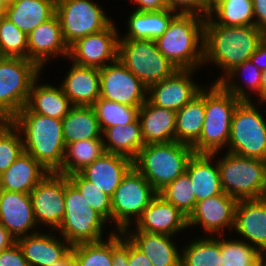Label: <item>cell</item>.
Instances as JSON below:
<instances>
[{
    "label": "cell",
    "mask_w": 266,
    "mask_h": 266,
    "mask_svg": "<svg viewBox=\"0 0 266 266\" xmlns=\"http://www.w3.org/2000/svg\"><path fill=\"white\" fill-rule=\"evenodd\" d=\"M221 79L205 90V119L200 138L192 145L196 154H217L228 145L232 116L241 101H249L244 88ZM234 83V84H233Z\"/></svg>",
    "instance_id": "cell-1"
},
{
    "label": "cell",
    "mask_w": 266,
    "mask_h": 266,
    "mask_svg": "<svg viewBox=\"0 0 266 266\" xmlns=\"http://www.w3.org/2000/svg\"><path fill=\"white\" fill-rule=\"evenodd\" d=\"M265 37L256 26H222L207 16L203 63L213 61L227 75L237 65L250 60Z\"/></svg>",
    "instance_id": "cell-2"
},
{
    "label": "cell",
    "mask_w": 266,
    "mask_h": 266,
    "mask_svg": "<svg viewBox=\"0 0 266 266\" xmlns=\"http://www.w3.org/2000/svg\"><path fill=\"white\" fill-rule=\"evenodd\" d=\"M10 121L23 132L24 152L36 159L48 172L59 173L65 155L62 120L31 112L26 106Z\"/></svg>",
    "instance_id": "cell-3"
},
{
    "label": "cell",
    "mask_w": 266,
    "mask_h": 266,
    "mask_svg": "<svg viewBox=\"0 0 266 266\" xmlns=\"http://www.w3.org/2000/svg\"><path fill=\"white\" fill-rule=\"evenodd\" d=\"M204 25V16L178 13L155 40L158 50L177 69L197 68L204 58Z\"/></svg>",
    "instance_id": "cell-4"
},
{
    "label": "cell",
    "mask_w": 266,
    "mask_h": 266,
    "mask_svg": "<svg viewBox=\"0 0 266 266\" xmlns=\"http://www.w3.org/2000/svg\"><path fill=\"white\" fill-rule=\"evenodd\" d=\"M192 146L171 141L144 145L133 166L159 192L186 171L193 156Z\"/></svg>",
    "instance_id": "cell-5"
},
{
    "label": "cell",
    "mask_w": 266,
    "mask_h": 266,
    "mask_svg": "<svg viewBox=\"0 0 266 266\" xmlns=\"http://www.w3.org/2000/svg\"><path fill=\"white\" fill-rule=\"evenodd\" d=\"M41 68L29 59L0 58V121H8L26 106Z\"/></svg>",
    "instance_id": "cell-6"
},
{
    "label": "cell",
    "mask_w": 266,
    "mask_h": 266,
    "mask_svg": "<svg viewBox=\"0 0 266 266\" xmlns=\"http://www.w3.org/2000/svg\"><path fill=\"white\" fill-rule=\"evenodd\" d=\"M118 60L147 88L171 77L178 70L150 39L119 38Z\"/></svg>",
    "instance_id": "cell-7"
},
{
    "label": "cell",
    "mask_w": 266,
    "mask_h": 266,
    "mask_svg": "<svg viewBox=\"0 0 266 266\" xmlns=\"http://www.w3.org/2000/svg\"><path fill=\"white\" fill-rule=\"evenodd\" d=\"M65 213L57 228L71 245L102 239V226L107 222L92 209L78 188L65 175Z\"/></svg>",
    "instance_id": "cell-8"
},
{
    "label": "cell",
    "mask_w": 266,
    "mask_h": 266,
    "mask_svg": "<svg viewBox=\"0 0 266 266\" xmlns=\"http://www.w3.org/2000/svg\"><path fill=\"white\" fill-rule=\"evenodd\" d=\"M217 164L223 192L237 200L261 197L266 182V160L228 152Z\"/></svg>",
    "instance_id": "cell-9"
},
{
    "label": "cell",
    "mask_w": 266,
    "mask_h": 266,
    "mask_svg": "<svg viewBox=\"0 0 266 266\" xmlns=\"http://www.w3.org/2000/svg\"><path fill=\"white\" fill-rule=\"evenodd\" d=\"M228 146L229 153L266 160V121L251 100L234 110Z\"/></svg>",
    "instance_id": "cell-10"
},
{
    "label": "cell",
    "mask_w": 266,
    "mask_h": 266,
    "mask_svg": "<svg viewBox=\"0 0 266 266\" xmlns=\"http://www.w3.org/2000/svg\"><path fill=\"white\" fill-rule=\"evenodd\" d=\"M158 192L133 166L111 197L112 219L126 235L132 216L137 220Z\"/></svg>",
    "instance_id": "cell-11"
},
{
    "label": "cell",
    "mask_w": 266,
    "mask_h": 266,
    "mask_svg": "<svg viewBox=\"0 0 266 266\" xmlns=\"http://www.w3.org/2000/svg\"><path fill=\"white\" fill-rule=\"evenodd\" d=\"M55 15L59 19L63 39L68 46L112 24L102 7L90 0H56Z\"/></svg>",
    "instance_id": "cell-12"
},
{
    "label": "cell",
    "mask_w": 266,
    "mask_h": 266,
    "mask_svg": "<svg viewBox=\"0 0 266 266\" xmlns=\"http://www.w3.org/2000/svg\"><path fill=\"white\" fill-rule=\"evenodd\" d=\"M99 71L100 98L131 107H141L147 101V86L118 59Z\"/></svg>",
    "instance_id": "cell-13"
},
{
    "label": "cell",
    "mask_w": 266,
    "mask_h": 266,
    "mask_svg": "<svg viewBox=\"0 0 266 266\" xmlns=\"http://www.w3.org/2000/svg\"><path fill=\"white\" fill-rule=\"evenodd\" d=\"M34 219L57 229L65 213V175L50 172L29 193Z\"/></svg>",
    "instance_id": "cell-14"
},
{
    "label": "cell",
    "mask_w": 266,
    "mask_h": 266,
    "mask_svg": "<svg viewBox=\"0 0 266 266\" xmlns=\"http://www.w3.org/2000/svg\"><path fill=\"white\" fill-rule=\"evenodd\" d=\"M114 23L104 30L84 36L69 46L68 58L80 66L103 68L118 59L119 35Z\"/></svg>",
    "instance_id": "cell-15"
},
{
    "label": "cell",
    "mask_w": 266,
    "mask_h": 266,
    "mask_svg": "<svg viewBox=\"0 0 266 266\" xmlns=\"http://www.w3.org/2000/svg\"><path fill=\"white\" fill-rule=\"evenodd\" d=\"M192 72L194 69H178L171 77L150 85L147 99L155 106L180 110L202 89L190 78Z\"/></svg>",
    "instance_id": "cell-16"
},
{
    "label": "cell",
    "mask_w": 266,
    "mask_h": 266,
    "mask_svg": "<svg viewBox=\"0 0 266 266\" xmlns=\"http://www.w3.org/2000/svg\"><path fill=\"white\" fill-rule=\"evenodd\" d=\"M237 202L236 198L225 192L196 202L193 211L187 217L188 227L201 224L208 233L217 232L220 235L226 227L234 229Z\"/></svg>",
    "instance_id": "cell-17"
},
{
    "label": "cell",
    "mask_w": 266,
    "mask_h": 266,
    "mask_svg": "<svg viewBox=\"0 0 266 266\" xmlns=\"http://www.w3.org/2000/svg\"><path fill=\"white\" fill-rule=\"evenodd\" d=\"M136 232L174 235L188 227L187 216L157 194L136 220Z\"/></svg>",
    "instance_id": "cell-18"
},
{
    "label": "cell",
    "mask_w": 266,
    "mask_h": 266,
    "mask_svg": "<svg viewBox=\"0 0 266 266\" xmlns=\"http://www.w3.org/2000/svg\"><path fill=\"white\" fill-rule=\"evenodd\" d=\"M0 224L15 238L37 225L30 194L0 190Z\"/></svg>",
    "instance_id": "cell-19"
},
{
    "label": "cell",
    "mask_w": 266,
    "mask_h": 266,
    "mask_svg": "<svg viewBox=\"0 0 266 266\" xmlns=\"http://www.w3.org/2000/svg\"><path fill=\"white\" fill-rule=\"evenodd\" d=\"M132 167V159L106 152L79 173L100 191L112 197L123 177Z\"/></svg>",
    "instance_id": "cell-20"
},
{
    "label": "cell",
    "mask_w": 266,
    "mask_h": 266,
    "mask_svg": "<svg viewBox=\"0 0 266 266\" xmlns=\"http://www.w3.org/2000/svg\"><path fill=\"white\" fill-rule=\"evenodd\" d=\"M69 46L63 39L62 29L56 15L40 24L28 34V59L41 69L49 55L68 57ZM58 53V54H57Z\"/></svg>",
    "instance_id": "cell-21"
},
{
    "label": "cell",
    "mask_w": 266,
    "mask_h": 266,
    "mask_svg": "<svg viewBox=\"0 0 266 266\" xmlns=\"http://www.w3.org/2000/svg\"><path fill=\"white\" fill-rule=\"evenodd\" d=\"M234 227L250 245L266 253V203L261 198L238 200Z\"/></svg>",
    "instance_id": "cell-22"
},
{
    "label": "cell",
    "mask_w": 266,
    "mask_h": 266,
    "mask_svg": "<svg viewBox=\"0 0 266 266\" xmlns=\"http://www.w3.org/2000/svg\"><path fill=\"white\" fill-rule=\"evenodd\" d=\"M16 243L29 266H48L63 259L72 249V245L65 239L60 241L52 235L40 234L37 231L19 237Z\"/></svg>",
    "instance_id": "cell-23"
},
{
    "label": "cell",
    "mask_w": 266,
    "mask_h": 266,
    "mask_svg": "<svg viewBox=\"0 0 266 266\" xmlns=\"http://www.w3.org/2000/svg\"><path fill=\"white\" fill-rule=\"evenodd\" d=\"M60 86L73 106H92L100 97L99 68L73 63Z\"/></svg>",
    "instance_id": "cell-24"
},
{
    "label": "cell",
    "mask_w": 266,
    "mask_h": 266,
    "mask_svg": "<svg viewBox=\"0 0 266 266\" xmlns=\"http://www.w3.org/2000/svg\"><path fill=\"white\" fill-rule=\"evenodd\" d=\"M138 118L145 145L175 141V111L155 106L147 99L139 109Z\"/></svg>",
    "instance_id": "cell-25"
},
{
    "label": "cell",
    "mask_w": 266,
    "mask_h": 266,
    "mask_svg": "<svg viewBox=\"0 0 266 266\" xmlns=\"http://www.w3.org/2000/svg\"><path fill=\"white\" fill-rule=\"evenodd\" d=\"M49 173L36 159L24 152L0 175V190L29 194Z\"/></svg>",
    "instance_id": "cell-26"
},
{
    "label": "cell",
    "mask_w": 266,
    "mask_h": 266,
    "mask_svg": "<svg viewBox=\"0 0 266 266\" xmlns=\"http://www.w3.org/2000/svg\"><path fill=\"white\" fill-rule=\"evenodd\" d=\"M215 154H196L188 161L186 172L192 182L196 202L223 194L218 164L212 165Z\"/></svg>",
    "instance_id": "cell-27"
},
{
    "label": "cell",
    "mask_w": 266,
    "mask_h": 266,
    "mask_svg": "<svg viewBox=\"0 0 266 266\" xmlns=\"http://www.w3.org/2000/svg\"><path fill=\"white\" fill-rule=\"evenodd\" d=\"M131 233L125 237L147 256L153 266H180L181 254L171 241V235L133 231Z\"/></svg>",
    "instance_id": "cell-28"
},
{
    "label": "cell",
    "mask_w": 266,
    "mask_h": 266,
    "mask_svg": "<svg viewBox=\"0 0 266 266\" xmlns=\"http://www.w3.org/2000/svg\"><path fill=\"white\" fill-rule=\"evenodd\" d=\"M56 0H14L4 16L27 35L55 15Z\"/></svg>",
    "instance_id": "cell-29"
},
{
    "label": "cell",
    "mask_w": 266,
    "mask_h": 266,
    "mask_svg": "<svg viewBox=\"0 0 266 266\" xmlns=\"http://www.w3.org/2000/svg\"><path fill=\"white\" fill-rule=\"evenodd\" d=\"M37 81L32 84L26 107L36 114L62 120L73 107L70 100L61 87L47 84L38 86Z\"/></svg>",
    "instance_id": "cell-30"
},
{
    "label": "cell",
    "mask_w": 266,
    "mask_h": 266,
    "mask_svg": "<svg viewBox=\"0 0 266 266\" xmlns=\"http://www.w3.org/2000/svg\"><path fill=\"white\" fill-rule=\"evenodd\" d=\"M205 119V91L202 88L176 111L175 141L192 146L199 138Z\"/></svg>",
    "instance_id": "cell-31"
},
{
    "label": "cell",
    "mask_w": 266,
    "mask_h": 266,
    "mask_svg": "<svg viewBox=\"0 0 266 266\" xmlns=\"http://www.w3.org/2000/svg\"><path fill=\"white\" fill-rule=\"evenodd\" d=\"M65 145L88 139H104L92 106H73L62 119Z\"/></svg>",
    "instance_id": "cell-32"
},
{
    "label": "cell",
    "mask_w": 266,
    "mask_h": 266,
    "mask_svg": "<svg viewBox=\"0 0 266 266\" xmlns=\"http://www.w3.org/2000/svg\"><path fill=\"white\" fill-rule=\"evenodd\" d=\"M177 14L178 12L171 9L158 12L133 11L128 19L129 32L122 39H150L155 41L163 35Z\"/></svg>",
    "instance_id": "cell-33"
},
{
    "label": "cell",
    "mask_w": 266,
    "mask_h": 266,
    "mask_svg": "<svg viewBox=\"0 0 266 266\" xmlns=\"http://www.w3.org/2000/svg\"><path fill=\"white\" fill-rule=\"evenodd\" d=\"M102 134L108 140H104V148L107 153L120 154L134 160L140 149L144 147L139 118L126 126L106 128Z\"/></svg>",
    "instance_id": "cell-34"
},
{
    "label": "cell",
    "mask_w": 266,
    "mask_h": 266,
    "mask_svg": "<svg viewBox=\"0 0 266 266\" xmlns=\"http://www.w3.org/2000/svg\"><path fill=\"white\" fill-rule=\"evenodd\" d=\"M104 139H88L69 143L65 148L62 175L79 173L95 159L105 154Z\"/></svg>",
    "instance_id": "cell-35"
},
{
    "label": "cell",
    "mask_w": 266,
    "mask_h": 266,
    "mask_svg": "<svg viewBox=\"0 0 266 266\" xmlns=\"http://www.w3.org/2000/svg\"><path fill=\"white\" fill-rule=\"evenodd\" d=\"M180 266H221V247L216 238L192 241L183 249Z\"/></svg>",
    "instance_id": "cell-36"
},
{
    "label": "cell",
    "mask_w": 266,
    "mask_h": 266,
    "mask_svg": "<svg viewBox=\"0 0 266 266\" xmlns=\"http://www.w3.org/2000/svg\"><path fill=\"white\" fill-rule=\"evenodd\" d=\"M215 12V13H214ZM214 13L222 26H255L253 0H223L210 12Z\"/></svg>",
    "instance_id": "cell-37"
},
{
    "label": "cell",
    "mask_w": 266,
    "mask_h": 266,
    "mask_svg": "<svg viewBox=\"0 0 266 266\" xmlns=\"http://www.w3.org/2000/svg\"><path fill=\"white\" fill-rule=\"evenodd\" d=\"M102 132L106 128L126 126L138 118L140 107H131L114 101L98 98L92 105Z\"/></svg>",
    "instance_id": "cell-38"
},
{
    "label": "cell",
    "mask_w": 266,
    "mask_h": 266,
    "mask_svg": "<svg viewBox=\"0 0 266 266\" xmlns=\"http://www.w3.org/2000/svg\"><path fill=\"white\" fill-rule=\"evenodd\" d=\"M221 266H263L264 257L247 241L220 239Z\"/></svg>",
    "instance_id": "cell-39"
},
{
    "label": "cell",
    "mask_w": 266,
    "mask_h": 266,
    "mask_svg": "<svg viewBox=\"0 0 266 266\" xmlns=\"http://www.w3.org/2000/svg\"><path fill=\"white\" fill-rule=\"evenodd\" d=\"M192 186L189 175L185 171L167 184L158 194L188 217L196 204Z\"/></svg>",
    "instance_id": "cell-40"
},
{
    "label": "cell",
    "mask_w": 266,
    "mask_h": 266,
    "mask_svg": "<svg viewBox=\"0 0 266 266\" xmlns=\"http://www.w3.org/2000/svg\"><path fill=\"white\" fill-rule=\"evenodd\" d=\"M0 56L28 59V35L5 16L0 22Z\"/></svg>",
    "instance_id": "cell-41"
},
{
    "label": "cell",
    "mask_w": 266,
    "mask_h": 266,
    "mask_svg": "<svg viewBox=\"0 0 266 266\" xmlns=\"http://www.w3.org/2000/svg\"><path fill=\"white\" fill-rule=\"evenodd\" d=\"M19 133L10 120L0 121V175L24 153L23 138Z\"/></svg>",
    "instance_id": "cell-42"
},
{
    "label": "cell",
    "mask_w": 266,
    "mask_h": 266,
    "mask_svg": "<svg viewBox=\"0 0 266 266\" xmlns=\"http://www.w3.org/2000/svg\"><path fill=\"white\" fill-rule=\"evenodd\" d=\"M71 250L82 266H112V234L107 242L78 243Z\"/></svg>",
    "instance_id": "cell-43"
},
{
    "label": "cell",
    "mask_w": 266,
    "mask_h": 266,
    "mask_svg": "<svg viewBox=\"0 0 266 266\" xmlns=\"http://www.w3.org/2000/svg\"><path fill=\"white\" fill-rule=\"evenodd\" d=\"M78 188L89 206L98 212L106 221L112 219L111 197L100 191L93 183L86 180L80 173L67 176Z\"/></svg>",
    "instance_id": "cell-44"
},
{
    "label": "cell",
    "mask_w": 266,
    "mask_h": 266,
    "mask_svg": "<svg viewBox=\"0 0 266 266\" xmlns=\"http://www.w3.org/2000/svg\"><path fill=\"white\" fill-rule=\"evenodd\" d=\"M250 72L249 76L246 77V80L248 82H246L248 84V87L251 88V90L258 92V94L260 93V85H261V70L255 65L253 64L250 60L248 61H244L243 63L237 65L236 67H234L228 74H227V78H225L224 76L218 79V81L216 80L214 83H218L221 79H232L234 78V75H237V73H239L238 71H247Z\"/></svg>",
    "instance_id": "cell-45"
},
{
    "label": "cell",
    "mask_w": 266,
    "mask_h": 266,
    "mask_svg": "<svg viewBox=\"0 0 266 266\" xmlns=\"http://www.w3.org/2000/svg\"><path fill=\"white\" fill-rule=\"evenodd\" d=\"M169 9L177 11V8H182L178 13L182 14H197L204 17L208 16V0H167ZM203 12V13H202Z\"/></svg>",
    "instance_id": "cell-46"
},
{
    "label": "cell",
    "mask_w": 266,
    "mask_h": 266,
    "mask_svg": "<svg viewBox=\"0 0 266 266\" xmlns=\"http://www.w3.org/2000/svg\"><path fill=\"white\" fill-rule=\"evenodd\" d=\"M119 233L120 236L112 232V266H130L128 264V239L123 232Z\"/></svg>",
    "instance_id": "cell-47"
},
{
    "label": "cell",
    "mask_w": 266,
    "mask_h": 266,
    "mask_svg": "<svg viewBox=\"0 0 266 266\" xmlns=\"http://www.w3.org/2000/svg\"><path fill=\"white\" fill-rule=\"evenodd\" d=\"M0 266H29L17 243L0 251Z\"/></svg>",
    "instance_id": "cell-48"
},
{
    "label": "cell",
    "mask_w": 266,
    "mask_h": 266,
    "mask_svg": "<svg viewBox=\"0 0 266 266\" xmlns=\"http://www.w3.org/2000/svg\"><path fill=\"white\" fill-rule=\"evenodd\" d=\"M255 26L266 36V0H253Z\"/></svg>",
    "instance_id": "cell-49"
},
{
    "label": "cell",
    "mask_w": 266,
    "mask_h": 266,
    "mask_svg": "<svg viewBox=\"0 0 266 266\" xmlns=\"http://www.w3.org/2000/svg\"><path fill=\"white\" fill-rule=\"evenodd\" d=\"M128 264L130 266H153L147 256L128 240Z\"/></svg>",
    "instance_id": "cell-50"
},
{
    "label": "cell",
    "mask_w": 266,
    "mask_h": 266,
    "mask_svg": "<svg viewBox=\"0 0 266 266\" xmlns=\"http://www.w3.org/2000/svg\"><path fill=\"white\" fill-rule=\"evenodd\" d=\"M133 2L138 5L135 11L158 12L169 9L167 0H134Z\"/></svg>",
    "instance_id": "cell-51"
},
{
    "label": "cell",
    "mask_w": 266,
    "mask_h": 266,
    "mask_svg": "<svg viewBox=\"0 0 266 266\" xmlns=\"http://www.w3.org/2000/svg\"><path fill=\"white\" fill-rule=\"evenodd\" d=\"M250 61L255 64L261 71L266 69V37L253 53Z\"/></svg>",
    "instance_id": "cell-52"
},
{
    "label": "cell",
    "mask_w": 266,
    "mask_h": 266,
    "mask_svg": "<svg viewBox=\"0 0 266 266\" xmlns=\"http://www.w3.org/2000/svg\"><path fill=\"white\" fill-rule=\"evenodd\" d=\"M16 243V239L0 224V251Z\"/></svg>",
    "instance_id": "cell-53"
},
{
    "label": "cell",
    "mask_w": 266,
    "mask_h": 266,
    "mask_svg": "<svg viewBox=\"0 0 266 266\" xmlns=\"http://www.w3.org/2000/svg\"><path fill=\"white\" fill-rule=\"evenodd\" d=\"M260 100L263 102L266 99V69L261 72V85H260Z\"/></svg>",
    "instance_id": "cell-54"
},
{
    "label": "cell",
    "mask_w": 266,
    "mask_h": 266,
    "mask_svg": "<svg viewBox=\"0 0 266 266\" xmlns=\"http://www.w3.org/2000/svg\"><path fill=\"white\" fill-rule=\"evenodd\" d=\"M48 266H69V253L63 259Z\"/></svg>",
    "instance_id": "cell-55"
},
{
    "label": "cell",
    "mask_w": 266,
    "mask_h": 266,
    "mask_svg": "<svg viewBox=\"0 0 266 266\" xmlns=\"http://www.w3.org/2000/svg\"><path fill=\"white\" fill-rule=\"evenodd\" d=\"M69 266H82L80 262L73 256L72 250L69 252Z\"/></svg>",
    "instance_id": "cell-56"
},
{
    "label": "cell",
    "mask_w": 266,
    "mask_h": 266,
    "mask_svg": "<svg viewBox=\"0 0 266 266\" xmlns=\"http://www.w3.org/2000/svg\"><path fill=\"white\" fill-rule=\"evenodd\" d=\"M223 0H208V16L210 15L211 10Z\"/></svg>",
    "instance_id": "cell-57"
},
{
    "label": "cell",
    "mask_w": 266,
    "mask_h": 266,
    "mask_svg": "<svg viewBox=\"0 0 266 266\" xmlns=\"http://www.w3.org/2000/svg\"><path fill=\"white\" fill-rule=\"evenodd\" d=\"M260 198L266 203V182H265L264 189H263V192Z\"/></svg>",
    "instance_id": "cell-58"
},
{
    "label": "cell",
    "mask_w": 266,
    "mask_h": 266,
    "mask_svg": "<svg viewBox=\"0 0 266 266\" xmlns=\"http://www.w3.org/2000/svg\"><path fill=\"white\" fill-rule=\"evenodd\" d=\"M6 6L7 5L2 0H0V10H5Z\"/></svg>",
    "instance_id": "cell-59"
},
{
    "label": "cell",
    "mask_w": 266,
    "mask_h": 266,
    "mask_svg": "<svg viewBox=\"0 0 266 266\" xmlns=\"http://www.w3.org/2000/svg\"><path fill=\"white\" fill-rule=\"evenodd\" d=\"M6 5L12 3L14 0H2Z\"/></svg>",
    "instance_id": "cell-60"
},
{
    "label": "cell",
    "mask_w": 266,
    "mask_h": 266,
    "mask_svg": "<svg viewBox=\"0 0 266 266\" xmlns=\"http://www.w3.org/2000/svg\"><path fill=\"white\" fill-rule=\"evenodd\" d=\"M3 17H4V10H0V22H1Z\"/></svg>",
    "instance_id": "cell-61"
},
{
    "label": "cell",
    "mask_w": 266,
    "mask_h": 266,
    "mask_svg": "<svg viewBox=\"0 0 266 266\" xmlns=\"http://www.w3.org/2000/svg\"><path fill=\"white\" fill-rule=\"evenodd\" d=\"M263 266H266V260L263 261Z\"/></svg>",
    "instance_id": "cell-62"
}]
</instances>
